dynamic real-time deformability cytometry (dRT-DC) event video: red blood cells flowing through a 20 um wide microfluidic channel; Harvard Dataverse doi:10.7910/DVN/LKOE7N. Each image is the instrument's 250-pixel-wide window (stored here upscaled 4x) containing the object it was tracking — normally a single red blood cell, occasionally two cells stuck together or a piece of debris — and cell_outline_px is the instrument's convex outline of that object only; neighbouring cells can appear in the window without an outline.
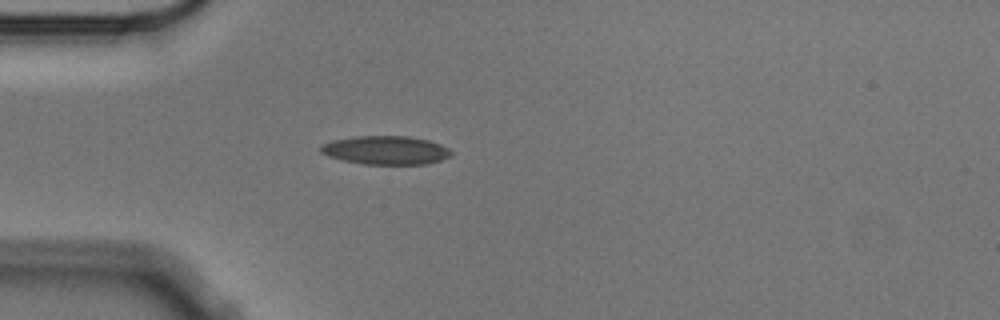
{"species": "Egyptian fruit bat (a non-hibernating species)", "species_latin": "Rousettus aegyptiacus", "temperature_condition": "cold", "stored_images_in_passage": 5, "camera_frame_rate_fps": 3000, "um_per_image_px": 0.085, "animal": {"sex": "male"}, "frame": {"image": 1, "passage_image": 5, "time_ms": 1.333, "image_size_px": [1000, 320], "cell_outline_px": [[452, 156], [428, 164], [364, 164], [344, 160], [328, 156], [320, 152], [320, 148], [324, 144], [332, 140], [356, 136], [408, 136], [428, 140], [440, 144], [448, 148], [452, 152]], "centroid_in_image_um": [32.81, 12.76], "position_along_channel_um": 52.2, "area_um2": 21.68}}